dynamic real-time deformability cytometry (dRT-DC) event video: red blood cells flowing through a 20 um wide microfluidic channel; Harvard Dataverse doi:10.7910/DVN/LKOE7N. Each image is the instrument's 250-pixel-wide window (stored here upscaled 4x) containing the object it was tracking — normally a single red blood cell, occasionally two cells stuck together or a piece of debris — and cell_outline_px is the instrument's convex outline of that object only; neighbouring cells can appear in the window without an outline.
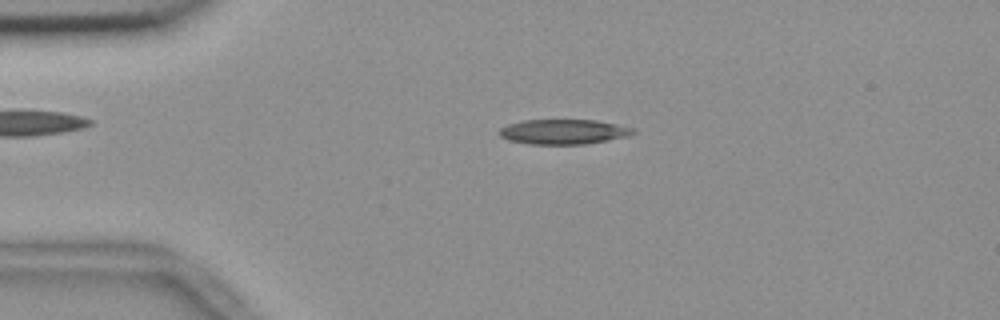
{"species": "common noctule bat (a hibernating species)", "species_latin": "Nyctalus noctula", "temperature_condition": "room temperature", "stored_images_in_passage": 55, "camera_frame_rate_fps": 3000, "um_per_image_px": 0.085, "animal": {"sex": "female", "body_mass_g": 18.4}, "frame": {"image": 1, "passage_image": 12, "time_ms": 3.667, "image_size_px": [1000, 320], "cell_outline_px": [[636, 132], [628, 136], [584, 144], [528, 144], [508, 140], [500, 136], [496, 132], [500, 128], [508, 124], [524, 120], [596, 120], [636, 128]], "centroid_in_image_um": [47.87, 11.2], "position_along_channel_um": 37.1, "area_um2": 19.48}}
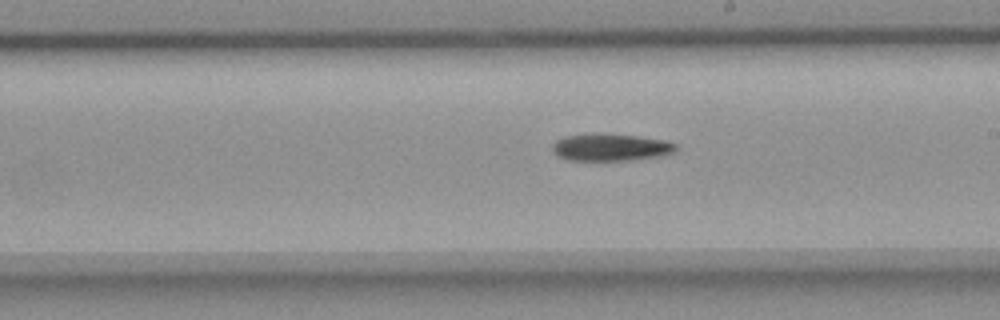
{"frame": {"image": 2, "passage_image": 31, "time_ms": 10.0, "image_size_px": [1000, 320], "cell_outline_px": [[676, 148], [672, 152], [660, 156], [632, 160], [568, 160], [556, 156], [552, 152], [552, 144], [556, 140], [568, 136], [588, 132], [592, 132], [636, 136], [664, 140], [676, 144]], "centroid_in_image_um": [51.83, 12.51], "position_along_channel_um": 237.2, "area_um2": 19.71}}
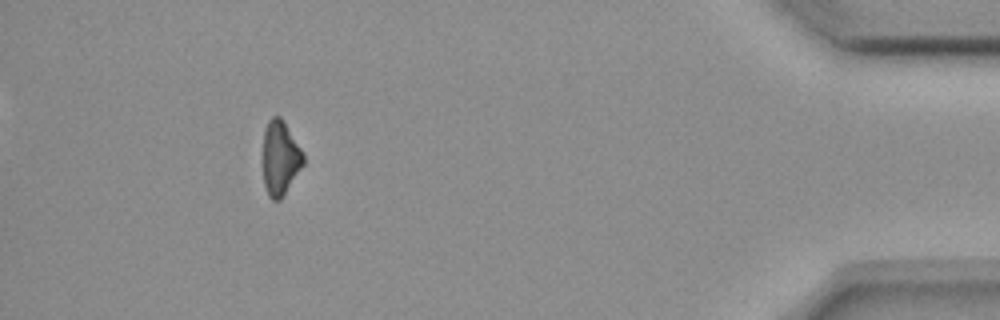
{"frame": {"image": 3, "passage_image": 50, "time_ms": 16.333, "image_size_px": [1000, 320], "cell_outline_px": [[304, 164], [280, 200], [272, 200], [268, 196], [264, 184], [264, 128], [268, 120], [272, 116], [280, 116], [304, 152]], "centroid_in_image_um": [23.83, 13.42], "position_along_channel_um": 411.4, "area_um2": 17.4}}